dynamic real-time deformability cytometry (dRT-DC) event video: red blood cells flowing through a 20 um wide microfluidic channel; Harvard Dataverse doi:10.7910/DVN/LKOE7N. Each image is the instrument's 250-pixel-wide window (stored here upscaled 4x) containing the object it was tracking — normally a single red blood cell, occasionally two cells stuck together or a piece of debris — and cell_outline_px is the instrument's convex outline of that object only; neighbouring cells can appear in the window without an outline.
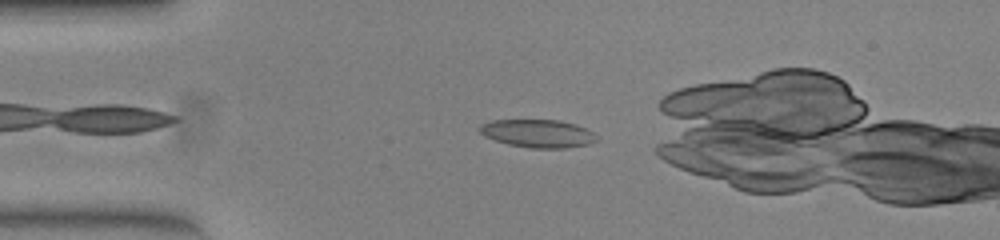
{"species": "common noctule bat (a hibernating species)", "species_latin": "Nyctalus noctula", "temperature_condition": "warm", "stored_images_in_passage": 35, "camera_frame_rate_fps": 3000, "um_per_image_px": 0.085, "animal": {"sex": "female", "body_mass_g": 23.0, "forearm_length_mm": 53.4}, "frame": {"image": 1, "passage_image": 3, "time_ms": 0.667, "image_size_px": [1000, 240], "cell_outline_px": [[600, 140], [588, 144], [564, 148], [532, 148], [508, 144], [484, 136], [480, 132], [480, 124], [492, 120], [560, 120], [576, 124], [592, 132]], "centroid_in_image_um": [45.73, 11.34], "position_along_channel_um": 39.3, "area_um2": 19.02}}
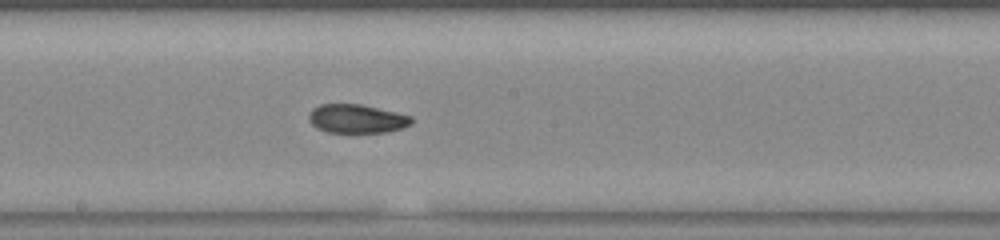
{"frame": {"image": 2, "passage_image": 19, "time_ms": 6.0, "image_size_px": [1000, 240], "cell_outline_px": [[412, 124], [404, 128], [388, 132], [328, 132], [316, 128], [308, 120], [308, 116], [312, 108], [320, 104], [360, 104], [396, 112], [412, 116]], "centroid_in_image_um": [30.33, 10.09], "position_along_channel_um": 217.9, "area_um2": 17.28}}
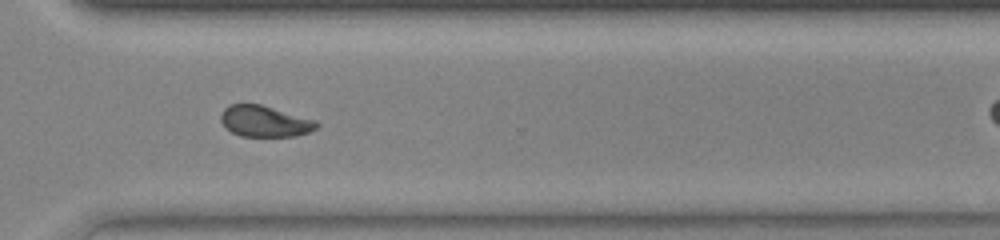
{"frame": {"image": 3, "passage_image": 29, "time_ms": 9.333, "image_size_px": [1000, 240], "cell_outline_px": [[320, 124], [316, 128], [308, 132], [296, 136], [240, 136], [232, 132], [220, 120], [220, 116], [224, 108], [228, 104], [260, 104], [316, 120]], "centroid_in_image_um": [22.5, 10.3], "position_along_channel_um": 348.1, "area_um2": 17.28}, "authors_computed_cell_mechanics": {"area_um2": 17.918, "velocity_mm_per_s": 3.9032, "shape_relaxation_time_tau1_ms": null, "shape_relaxation_time_tau2_ms": 2.6525, "deformation_change_tau1": null, "deformation_change_tau2": 0.0723}}